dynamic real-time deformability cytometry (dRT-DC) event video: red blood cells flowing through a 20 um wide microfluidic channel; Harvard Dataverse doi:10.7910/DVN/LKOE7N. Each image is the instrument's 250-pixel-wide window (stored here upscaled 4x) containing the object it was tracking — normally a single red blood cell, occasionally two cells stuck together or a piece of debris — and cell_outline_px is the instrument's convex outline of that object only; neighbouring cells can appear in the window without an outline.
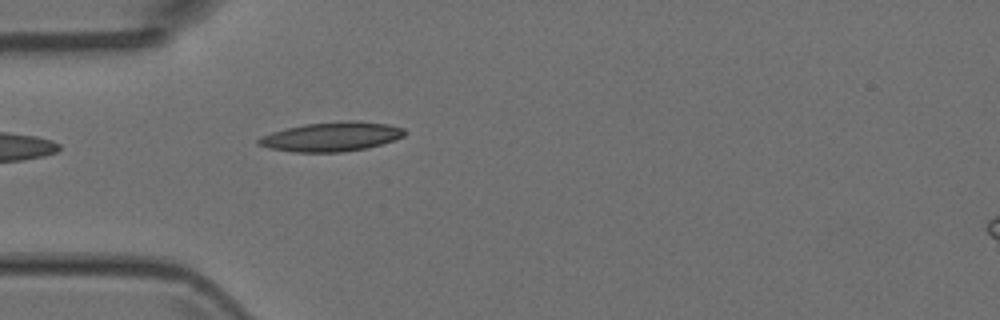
{"species": "Egyptian fruit bat (a non-hibernating species)", "species_latin": "Rousettus aegyptiacus", "temperature_condition": "room temperature", "stored_images_in_passage": 5, "camera_frame_rate_fps": 3000, "um_per_image_px": 0.085, "animal": {"sex": "female"}, "frame": {"image": 1, "passage_image": 5, "time_ms": 1.333, "image_size_px": [1000, 320], "cell_outline_px": [[408, 132], [404, 136], [368, 148], [340, 152], [292, 152], [268, 148], [256, 144], [256, 140], [260, 136], [272, 132], [304, 124], [348, 120], [352, 120], [388, 124], [404, 128]], "centroid_in_image_um": [28.16, 11.62], "position_along_channel_um": 56.8, "area_um2": 25.03}}